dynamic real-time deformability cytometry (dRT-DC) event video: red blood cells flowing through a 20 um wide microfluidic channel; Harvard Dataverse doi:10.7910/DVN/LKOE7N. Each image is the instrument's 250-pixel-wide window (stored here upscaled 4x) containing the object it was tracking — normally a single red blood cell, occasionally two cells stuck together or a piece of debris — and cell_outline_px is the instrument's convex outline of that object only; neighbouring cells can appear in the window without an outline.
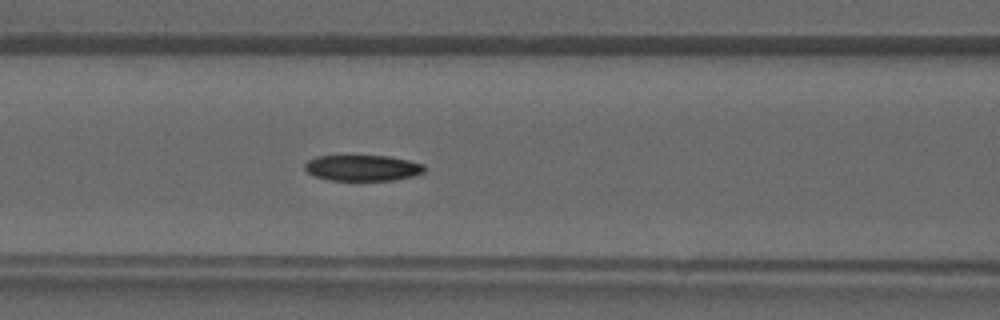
{"species": "common noctule bat (a hibernating species)", "species_latin": "Nyctalus noctula", "temperature_condition": "warm", "stored_images_in_passage": 43, "segment_of_instrument_passage": [1, 2], "camera_frame_rate_fps": 3000, "um_per_image_px": 0.085, "animal": {"sex": "male", "forearm_length_mm": 52.5}, "frame": {"image": 1, "passage_image": 18, "time_ms": 5.667, "image_size_px": [1000, 320], "cell_outline_px": [[424, 172], [416, 176], [396, 180], [328, 180], [312, 176], [304, 168], [304, 164], [308, 160], [316, 156], [388, 156], [408, 160], [424, 164]], "centroid_in_image_um": [30.81, 14.28], "position_along_channel_um": 135.8, "area_um2": 18.21}}
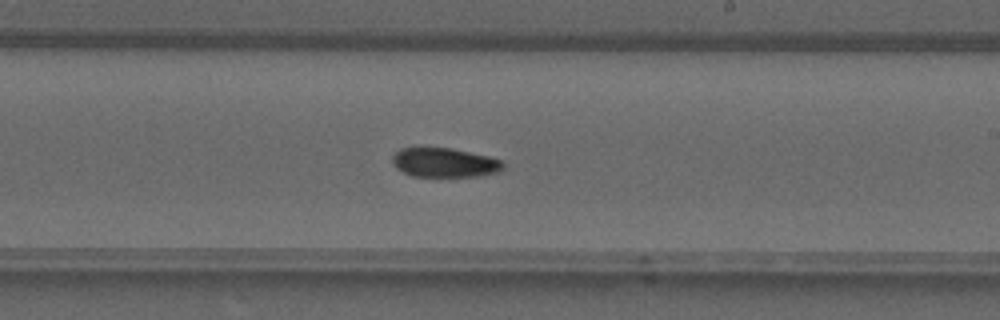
{"frame": {"image": 2, "passage_image": 25, "time_ms": 8.0, "image_size_px": [1000, 320], "cell_outline_px": [[504, 168], [500, 172], [476, 176], [412, 176], [396, 168], [392, 164], [392, 156], [400, 148], [448, 148], [488, 156], [504, 160]], "centroid_in_image_um": [37.8, 13.82], "position_along_channel_um": 251.2, "area_um2": 18.84}}
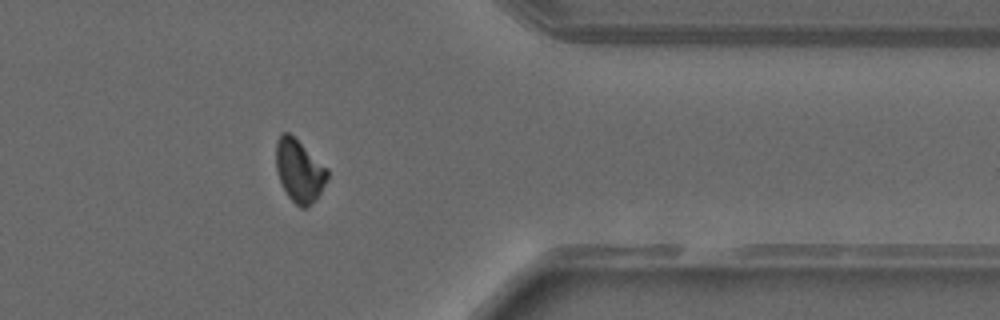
{"frame": {"image": 3, "passage_image": 34, "time_ms": 11.0, "image_size_px": [1000, 320], "cell_outline_px": [[328, 176], [320, 192], [304, 208], [300, 208], [288, 196], [280, 180], [276, 168], [276, 140], [280, 132], [288, 132], [328, 168]], "centroid_in_image_um": [25.41, 14.47], "position_along_channel_um": 386.0, "area_um2": 18.26}}